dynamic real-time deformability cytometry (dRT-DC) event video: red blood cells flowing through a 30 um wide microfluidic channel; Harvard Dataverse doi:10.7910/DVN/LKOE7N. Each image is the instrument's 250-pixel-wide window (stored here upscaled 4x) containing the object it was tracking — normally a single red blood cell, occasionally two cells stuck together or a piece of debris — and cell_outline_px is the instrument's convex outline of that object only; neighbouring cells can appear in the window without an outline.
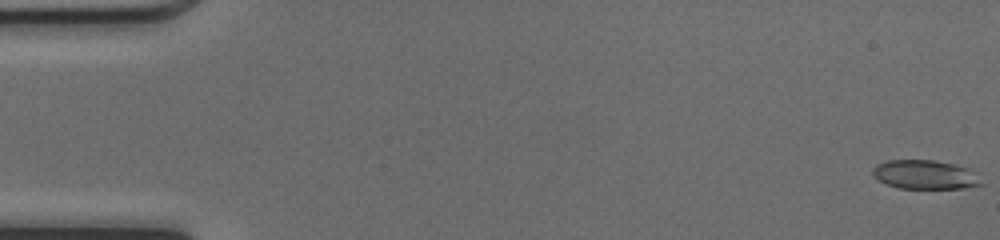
{"species": "common noctule bat (a hibernating species)", "species_latin": "Nyctalus noctula", "temperature_condition": "cold", "stored_images_in_passage": 49, "camera_frame_rate_fps": 3000, "um_per_image_px": 0.085, "animal": {"sex": "female", "body_mass_g": 17.0, "forearm_length_mm": 48.0}, "frame": {"image": 1, "passage_image": 1, "time_ms": 0.0, "image_size_px": [1000, 240], "cell_outline_px": [[984, 184], [964, 188], [900, 188], [888, 184], [872, 176], [872, 168], [876, 164], [888, 160], [932, 160], [952, 164], [968, 168]], "centroid_in_image_um": [78.58, 14.84], "position_along_channel_um": 6.4, "area_um2": 18.09}}
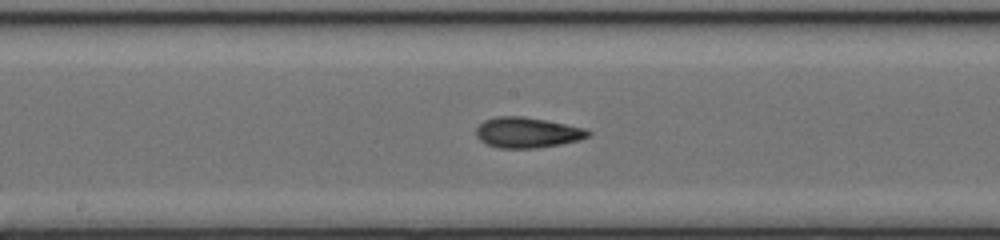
{"frame": {"image": 2, "passage_image": 26, "time_ms": 8.333, "image_size_px": [1000, 240], "cell_outline_px": [[592, 132], [588, 136], [580, 140], [560, 144], [536, 148], [500, 148], [488, 144], [480, 140], [476, 136], [476, 128], [484, 120], [496, 116], [524, 116], [584, 128]], "centroid_in_image_um": [44.8, 11.26], "position_along_channel_um": 203.4, "area_um2": 19.77}}
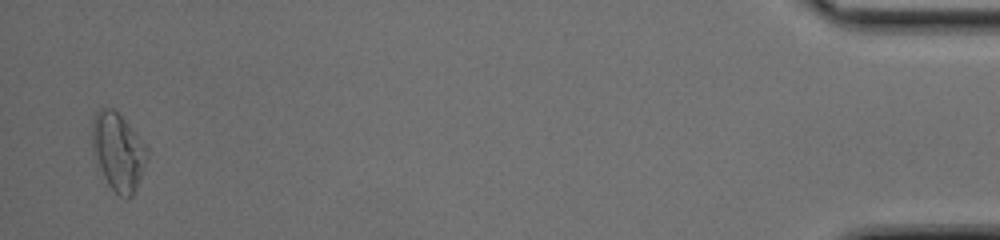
{"frame": {"image": 3, "passage_image": 48, "time_ms": 15.667, "image_size_px": [1000, 240], "cell_outline_px": [[148, 156], [136, 188], [132, 196], [120, 196], [108, 184], [92, 152], [92, 120], [96, 112], [100, 108], [112, 108], [128, 124], [148, 148]], "centroid_in_image_um": [10.03, 12.87], "position_along_channel_um": 425.2, "area_um2": 24.39}, "authors_computed_cell_mechanics": {"area_um2": 19.3052, "velocity_mm_per_s": 4.2716, "shape_relaxation_time_tau1_ms": 4.1804, "shape_relaxation_time_tau2_ms": 2.0836, "deformation_change_tau1": 0.165, "deformation_change_tau2": 0.1007}}